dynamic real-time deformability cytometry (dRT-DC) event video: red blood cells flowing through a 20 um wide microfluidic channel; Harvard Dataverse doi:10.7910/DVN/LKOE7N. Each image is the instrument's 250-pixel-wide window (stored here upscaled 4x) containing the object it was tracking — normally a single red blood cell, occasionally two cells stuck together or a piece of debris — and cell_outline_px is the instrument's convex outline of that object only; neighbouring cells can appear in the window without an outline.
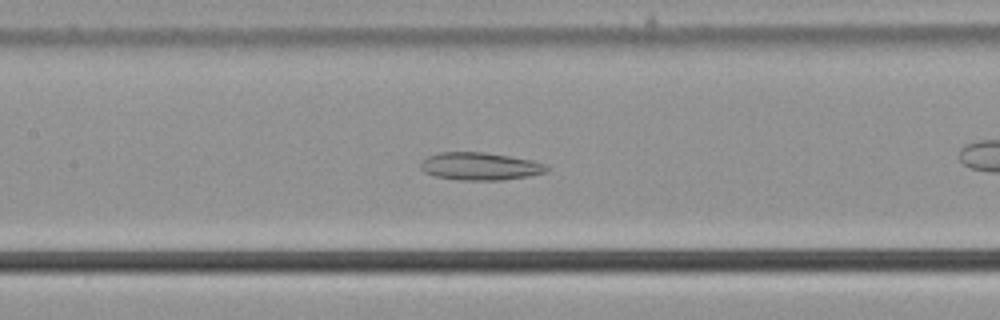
{"species": "common noctule bat (a hibernating species)", "species_latin": "Nyctalus noctula", "temperature_condition": "cold", "stored_images_in_passage": 26, "camera_frame_rate_fps": 3000, "um_per_image_px": 0.085, "animal": {"sex": "male", "body_mass_g": 21.5, "forearm_length_mm": 52.0}, "frame": {"image": 1, "passage_image": 8, "time_ms": 2.333, "image_size_px": [1000, 320], "cell_outline_px": [[548, 172], [528, 176], [500, 180], [460, 180], [436, 176], [424, 172], [420, 168], [420, 164], [428, 156], [440, 152], [484, 152], [532, 160], [544, 164], [548, 168]], "centroid_in_image_um": [40.8, 14.13], "position_along_channel_um": 166.6, "area_um2": 20.17}}